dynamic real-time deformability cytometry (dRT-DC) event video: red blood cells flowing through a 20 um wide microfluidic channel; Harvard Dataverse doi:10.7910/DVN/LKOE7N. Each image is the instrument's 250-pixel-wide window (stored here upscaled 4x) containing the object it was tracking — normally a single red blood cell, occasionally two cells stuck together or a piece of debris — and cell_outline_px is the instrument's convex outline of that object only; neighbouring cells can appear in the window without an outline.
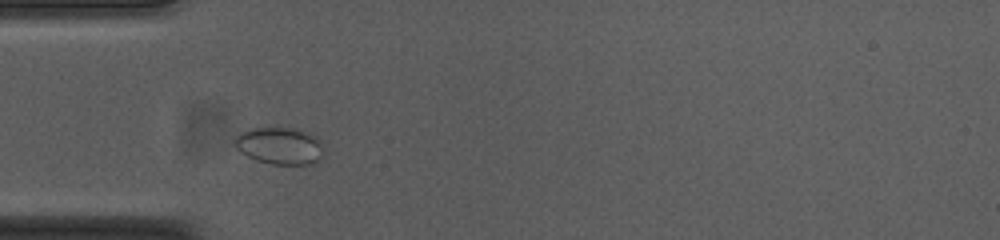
{"species": "common noctule bat (a hibernating species)", "species_latin": "Nyctalus noctula", "temperature_condition": "cold", "stored_images_in_passage": 39, "camera_frame_rate_fps": 3000, "um_per_image_px": 0.085, "animal": {"sex": "female", "body_mass_g": 23.0, "forearm_length_mm": 53.4}, "frame": {"image": 1, "passage_image": 1, "time_ms": 0.0, "image_size_px": [1000, 240], "cell_outline_px": [[324, 156], [320, 160], [312, 164], [272, 164], [256, 160], [240, 152], [236, 148], [236, 136], [240, 132], [248, 128], [296, 128], [308, 132], [320, 140]], "centroid_in_image_um": [23.8, 12.39], "position_along_channel_um": 61.2, "area_um2": 19.31}}
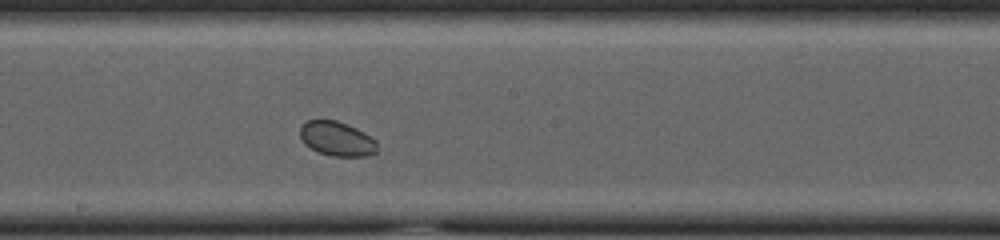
{"frame": {"image": 2, "passage_image": 14, "time_ms": 4.333, "image_size_px": [1000, 240], "cell_outline_px": [[376, 152], [368, 156], [332, 156], [316, 152], [304, 144], [300, 136], [300, 124], [308, 120], [336, 120], [348, 124], [364, 132], [376, 140]], "centroid_in_image_um": [28.6, 11.79], "position_along_channel_um": 219.6, "area_um2": 15.66}}
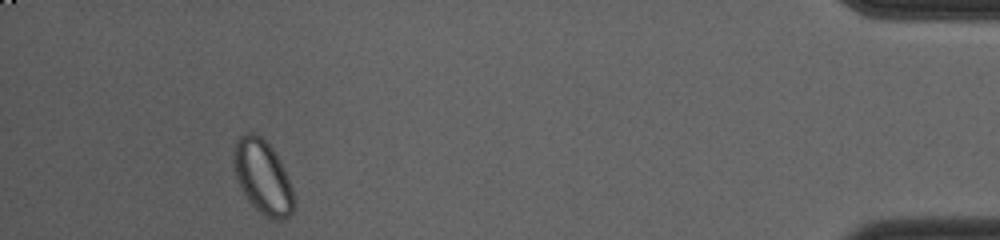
{"frame": {"image": 3, "passage_image": 35, "time_ms": 11.333, "image_size_px": [1000, 240], "cell_outline_px": [[296, 204], [292, 212], [288, 216], [280, 220], [276, 220], [264, 216], [244, 196], [240, 188], [236, 176], [236, 140], [244, 132], [252, 132], [260, 136], [272, 148], [280, 160], [284, 168], [292, 188]], "centroid_in_image_um": [22.38, 15.08], "position_along_channel_um": 412.8, "area_um2": 25.49}}